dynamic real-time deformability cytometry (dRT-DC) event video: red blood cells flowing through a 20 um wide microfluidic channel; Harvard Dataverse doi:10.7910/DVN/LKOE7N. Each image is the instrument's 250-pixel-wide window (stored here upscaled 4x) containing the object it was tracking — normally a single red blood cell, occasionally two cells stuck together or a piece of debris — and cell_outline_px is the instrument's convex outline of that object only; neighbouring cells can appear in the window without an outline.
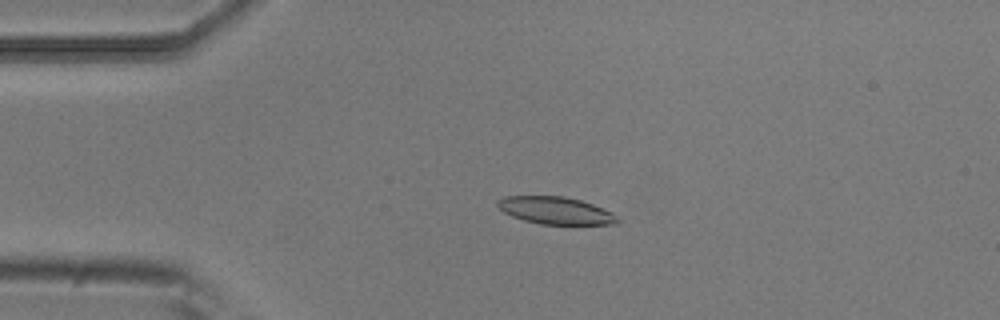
{"species": "common noctule bat (a hibernating species)", "species_latin": "Nyctalus noctula", "temperature_condition": "room temperature", "stored_images_in_passage": 5, "camera_frame_rate_fps": 3000, "um_per_image_px": 0.085, "animal": {"sex": "male", "body_mass_g": 20.5, "forearm_length_mm": 52.5}, "frame": {"image": 1, "passage_image": 4, "time_ms": 1.0, "image_size_px": [1000, 320], "cell_outline_px": [[620, 220], [616, 224], [540, 224], [524, 220], [512, 216], [504, 212], [496, 204], [496, 200], [504, 196], [564, 196], [580, 200], [592, 204], [612, 212]], "centroid_in_image_um": [47.21, 17.89], "position_along_channel_um": 37.8, "area_um2": 19.02}}